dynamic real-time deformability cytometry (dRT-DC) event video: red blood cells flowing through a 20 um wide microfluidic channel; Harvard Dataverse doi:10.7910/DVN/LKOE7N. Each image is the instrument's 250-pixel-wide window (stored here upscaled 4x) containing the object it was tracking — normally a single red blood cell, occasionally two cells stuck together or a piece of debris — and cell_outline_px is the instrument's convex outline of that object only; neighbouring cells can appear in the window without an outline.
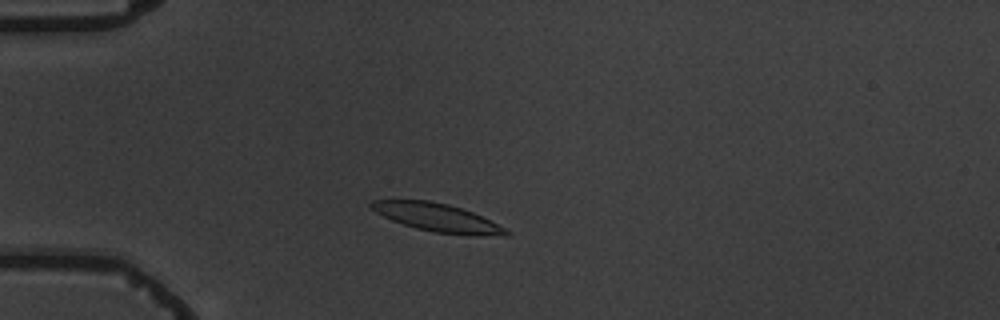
{"species": "common noctule bat (a hibernating species)", "species_latin": "Nyctalus noctula", "temperature_condition": "warm", "stored_images_in_passage": 7, "camera_frame_rate_fps": 3000, "um_per_image_px": 0.085, "animal": {"sex": "male", "body_mass_g": 19.5, "forearm_length_mm": 54.6}, "frame": {"image": 1, "passage_image": 3, "time_ms": 2.333, "image_size_px": [1000, 320], "cell_outline_px": [[512, 232], [508, 236], [504, 236], [432, 232], [416, 228], [392, 220], [376, 212], [368, 204], [368, 200], [428, 200], [448, 204], [472, 212]], "centroid_in_image_um": [37.12, 18.47], "position_along_channel_um": 47.9, "area_um2": 21.62}}
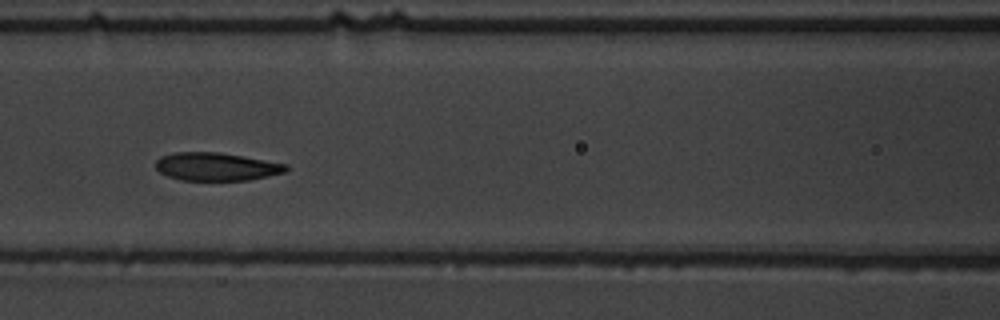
{"frame": {"image": 2, "passage_image": 6, "time_ms": 5.667, "image_size_px": [1000, 320], "cell_outline_px": [[288, 168], [284, 172], [268, 176], [248, 180], [180, 180], [168, 176], [160, 172], [156, 168], [156, 160], [160, 156], [176, 152], [220, 152], [288, 164]], "centroid_in_image_um": [18.37, 14.16], "position_along_channel_um": 148.2, "area_um2": 21.27}}
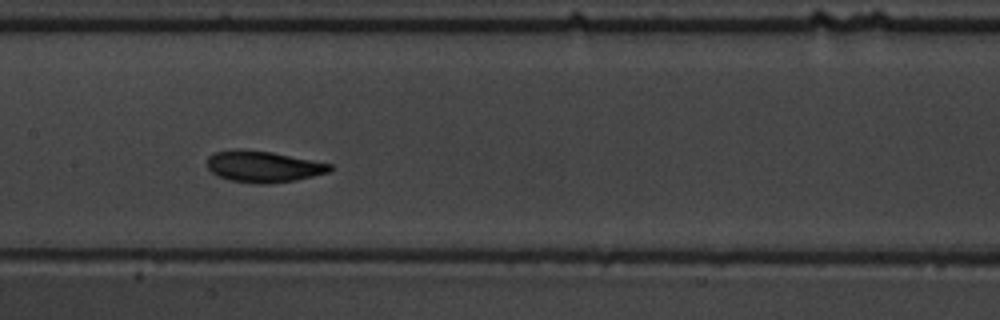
{"frame": {"image": 3, "passage_image": 7, "time_ms": 6.667, "image_size_px": [1000, 320], "cell_outline_px": [[336, 168], [328, 172], [296, 180], [268, 184], [256, 184], [228, 180], [216, 176], [208, 168], [208, 156], [212, 152], [236, 148], [272, 152], [332, 164]], "centroid_in_image_um": [22.35, 14.15], "position_along_channel_um": 185.0, "area_um2": 22.72}}